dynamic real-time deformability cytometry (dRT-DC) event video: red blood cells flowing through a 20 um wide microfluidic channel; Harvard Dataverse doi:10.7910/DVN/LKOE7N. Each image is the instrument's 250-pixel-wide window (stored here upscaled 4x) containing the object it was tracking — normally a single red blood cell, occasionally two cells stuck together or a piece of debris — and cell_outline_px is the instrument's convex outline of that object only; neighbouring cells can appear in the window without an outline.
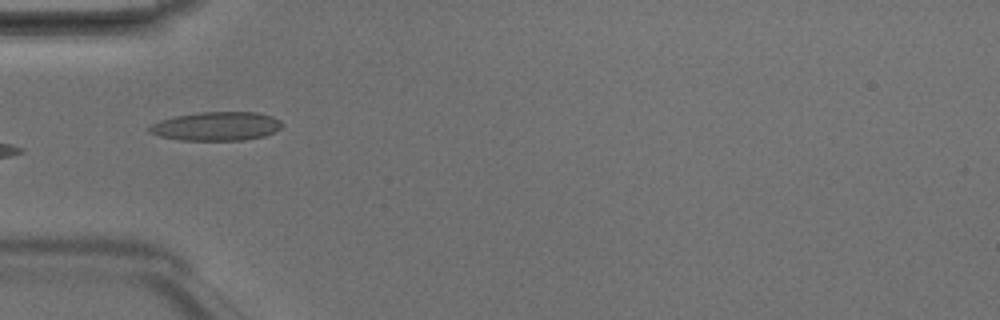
{"species": "Egyptian fruit bat (a non-hibernating species)", "species_latin": "Rousettus aegyptiacus", "temperature_condition": "room temperature", "stored_images_in_passage": 5, "camera_frame_rate_fps": 3000, "um_per_image_px": 0.085, "animal": {"sex": "male"}, "frame": {"image": 1, "passage_image": 4, "time_ms": 1.0, "image_size_px": [1000, 320], "cell_outline_px": [[280, 128], [264, 136], [244, 140], [180, 140], [160, 136], [148, 132], [148, 128], [152, 124], [160, 120], [176, 116], [200, 112], [256, 112], [272, 116], [280, 120]], "centroid_in_image_um": [18.37, 10.73], "position_along_channel_um": 66.6, "area_um2": 22.08}}